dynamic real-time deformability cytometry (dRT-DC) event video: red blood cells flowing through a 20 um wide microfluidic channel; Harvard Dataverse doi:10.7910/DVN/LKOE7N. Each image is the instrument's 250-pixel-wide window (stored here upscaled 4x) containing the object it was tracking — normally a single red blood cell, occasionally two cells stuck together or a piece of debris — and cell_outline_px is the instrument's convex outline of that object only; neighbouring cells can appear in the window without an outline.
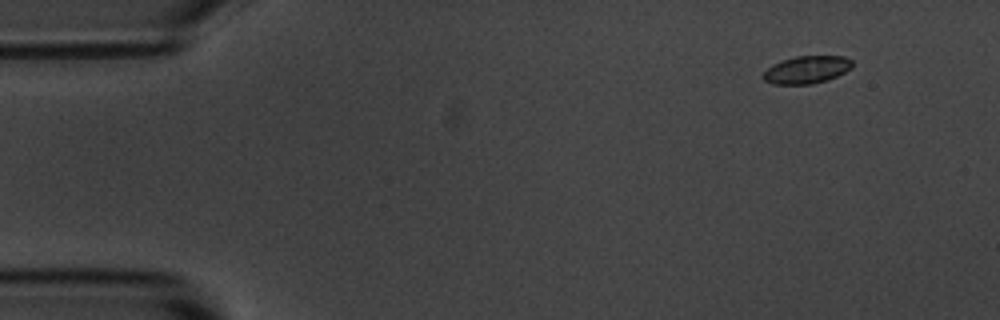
{"species": "common noctule bat (a hibernating species)", "species_latin": "Nyctalus noctula", "temperature_condition": "room temperature", "stored_images_in_passage": 5, "camera_frame_rate_fps": 3000, "um_per_image_px": 0.085, "animal": {"sex": "male", "body_mass_g": 20.1, "forearm_length_mm": 53.5}, "frame": {"image": 1, "passage_image": 1, "time_ms": 0.0, "image_size_px": [1000, 320], "cell_outline_px": [[852, 68], [828, 80], [812, 84], [772, 84], [764, 80], [760, 76], [772, 64], [796, 56], [844, 56], [852, 60]], "centroid_in_image_um": [68.56, 5.93], "position_along_channel_um": 16.4, "area_um2": 14.33}}